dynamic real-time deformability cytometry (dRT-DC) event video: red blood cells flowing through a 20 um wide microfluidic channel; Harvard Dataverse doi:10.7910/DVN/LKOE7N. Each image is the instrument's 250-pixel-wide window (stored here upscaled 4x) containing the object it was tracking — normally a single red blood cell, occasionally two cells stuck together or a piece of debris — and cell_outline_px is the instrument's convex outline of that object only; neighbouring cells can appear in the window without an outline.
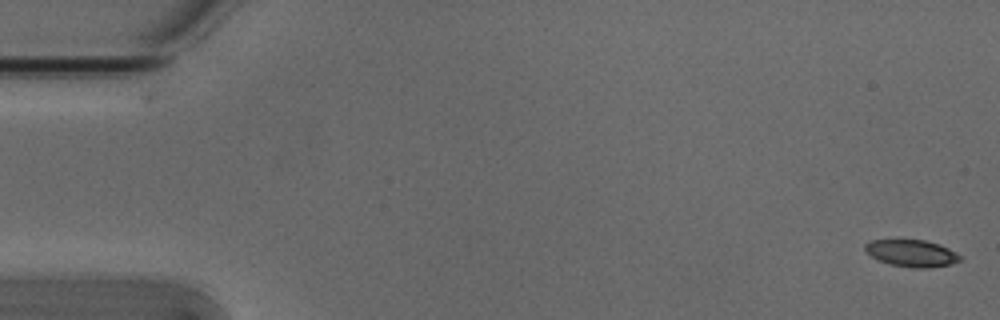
{"species": "Egyptian fruit bat (a non-hibernating species)", "species_latin": "Rousettus aegyptiacus", "temperature_condition": "cold", "stored_images_in_passage": 2, "camera_frame_rate_fps": 3000, "um_per_image_px": 0.085, "animal": {"sex": "male"}, "frame": {"image": 1, "passage_image": 2, "time_ms": 0.333, "image_size_px": [1000, 320], "cell_outline_px": [[960, 260], [948, 264], [928, 268], [912, 268], [892, 264], [880, 260], [872, 256], [864, 248], [864, 244], [872, 240], [924, 240], [940, 244], [948, 248], [960, 256]], "centroid_in_image_um": [77.48, 21.51], "position_along_channel_um": 7.5, "area_um2": 14.57}}